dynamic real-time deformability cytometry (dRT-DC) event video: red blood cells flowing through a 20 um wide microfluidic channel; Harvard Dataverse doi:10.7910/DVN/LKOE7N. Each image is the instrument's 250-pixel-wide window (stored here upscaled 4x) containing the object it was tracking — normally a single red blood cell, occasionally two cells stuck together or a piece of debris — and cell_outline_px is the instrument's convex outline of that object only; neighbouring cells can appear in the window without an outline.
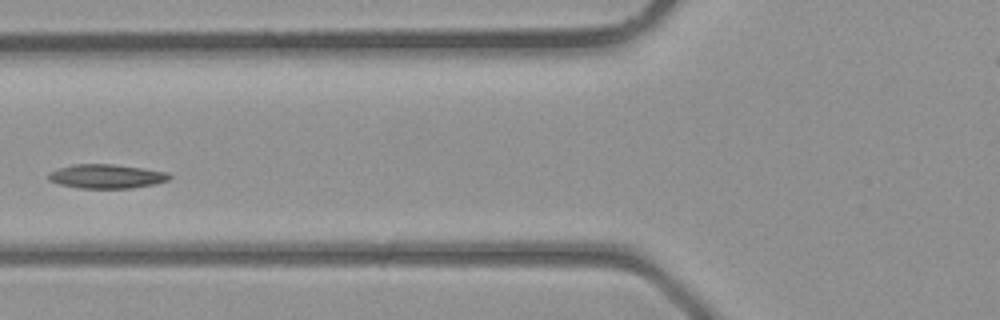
{"species": "common noctule bat (a hibernating species)", "species_latin": "Nyctalus noctula", "temperature_condition": "room temperature", "stored_images_in_passage": 42, "camera_frame_rate_fps": 3000, "um_per_image_px": 0.085, "animal": {"sex": "male", "body_mass_g": 23.1, "forearm_length_mm": 52.7}, "frame": {"image": 1, "passage_image": 17, "time_ms": 5.333, "image_size_px": [1000, 320], "cell_outline_px": [[172, 176], [168, 180], [156, 184], [132, 188], [80, 188], [60, 184], [48, 180], [48, 172], [72, 164], [112, 164], [168, 172]], "centroid_in_image_um": [9.05, 14.99], "position_along_channel_um": 116.7, "area_um2": 16.94}}
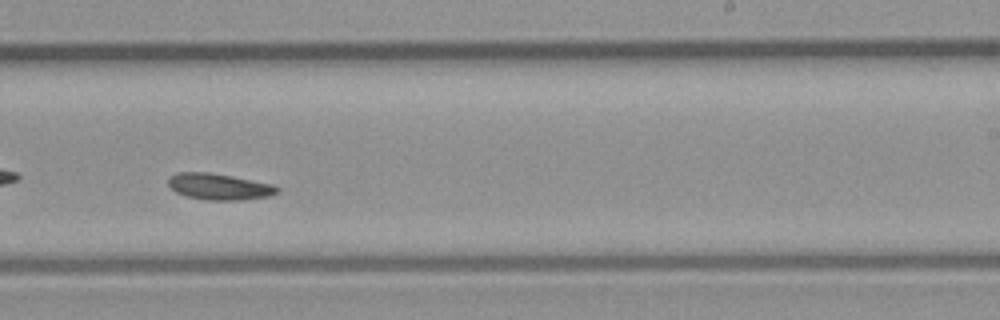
{"frame": {"image": 2, "passage_image": 26, "time_ms": 8.333, "image_size_px": [1000, 320], "cell_outline_px": [[280, 188], [276, 192], [268, 196], [240, 200], [208, 200], [188, 196], [176, 192], [168, 184], [168, 180], [176, 172], [208, 172], [232, 176], [272, 184]], "centroid_in_image_um": [18.62, 15.86], "position_along_channel_um": 270.4, "area_um2": 16.42}}
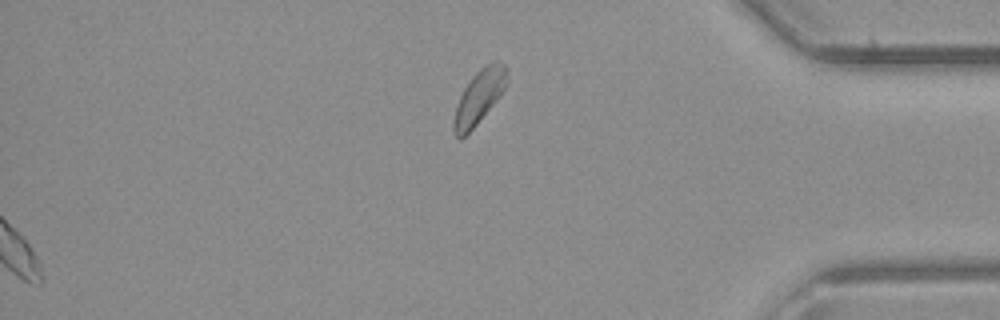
{"frame": {"image": 3, "passage_image": 42, "time_ms": 13.667, "image_size_px": [1000, 320], "cell_outline_px": [[508, 84], [496, 100], [476, 124], [460, 140], [452, 132], [452, 120], [460, 96], [464, 88], [472, 76], [484, 64], [496, 60], [500, 60], [508, 68]], "centroid_in_image_um": [40.73, 8.19], "position_along_channel_um": 394.5, "area_um2": 16.76}}